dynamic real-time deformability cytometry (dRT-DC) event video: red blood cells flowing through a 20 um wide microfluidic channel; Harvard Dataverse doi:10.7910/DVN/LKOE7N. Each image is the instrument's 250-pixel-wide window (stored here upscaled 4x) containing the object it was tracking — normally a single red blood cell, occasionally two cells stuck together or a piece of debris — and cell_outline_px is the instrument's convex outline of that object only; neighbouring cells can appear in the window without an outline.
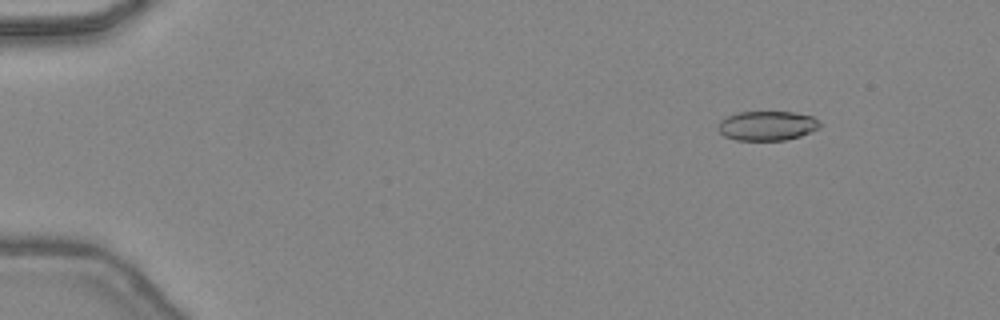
{"species": "common noctule bat (a hibernating species)", "species_latin": "Nyctalus noctula", "temperature_condition": "warm", "stored_images_in_passage": 47, "camera_frame_rate_fps": 3000, "um_per_image_px": 0.085, "animal": {"sex": "female", "body_mass_g": 24.6, "forearm_length_mm": 56.2}, "frame": {"image": 1, "passage_image": 6, "time_ms": 1.667, "image_size_px": [1000, 320], "cell_outline_px": [[820, 128], [800, 136], [784, 140], [736, 140], [724, 136], [716, 128], [716, 124], [720, 120], [728, 116], [740, 112], [792, 112], [812, 116], [820, 124]], "centroid_in_image_um": [65.16, 10.69], "position_along_channel_um": 19.8, "area_um2": 17.46}}
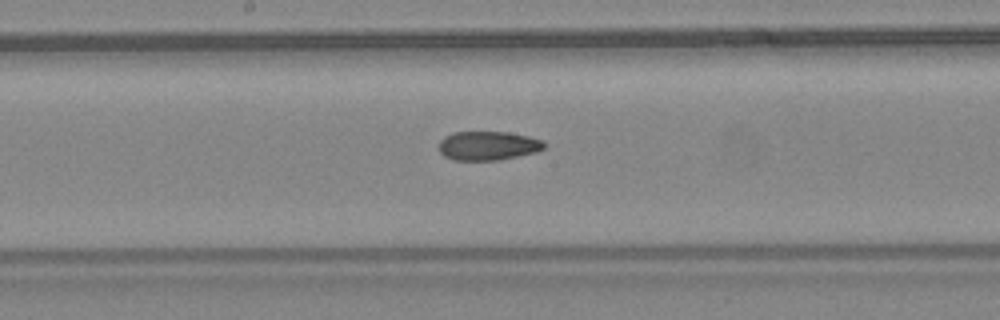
{"frame": {"image": 2, "passage_image": 26, "time_ms": 8.333, "image_size_px": [1000, 320], "cell_outline_px": [[544, 148], [536, 152], [500, 160], [452, 160], [444, 156], [436, 148], [440, 140], [444, 136], [452, 132], [508, 132], [528, 136], [544, 140]], "centroid_in_image_um": [41.43, 12.38], "position_along_channel_um": 206.8, "area_um2": 18.03}}
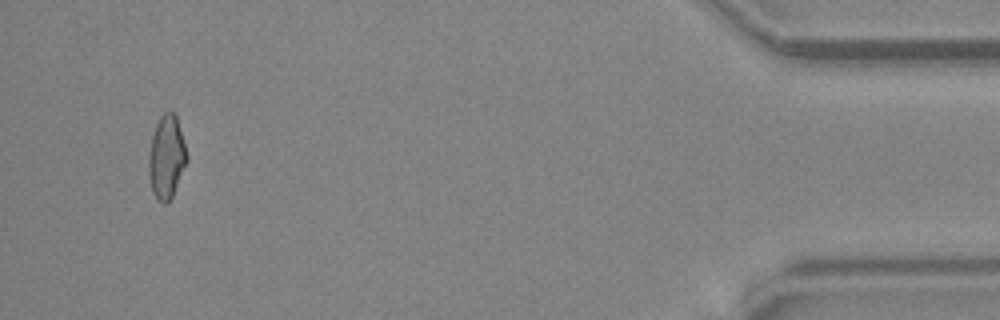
{"frame": {"image": 3, "passage_image": 45, "time_ms": 14.667, "image_size_px": [1000, 320], "cell_outline_px": [[188, 160], [172, 196], [164, 204], [152, 192], [148, 172], [148, 156], [152, 136], [156, 124], [160, 116], [164, 112], [172, 112], [176, 116], [188, 156]], "centroid_in_image_um": [14.15, 13.34], "position_along_channel_um": 421.1, "area_um2": 18.26}, "authors_computed_cell_mechanics": {"area_um2": 18.4382, "velocity_mm_per_s": 4.5129, "shape_relaxation_time_tau1_ms": null, "shape_relaxation_time_tau2_ms": 4.293, "deformation_change_tau1": null, "deformation_change_tau2": 0.1086}}